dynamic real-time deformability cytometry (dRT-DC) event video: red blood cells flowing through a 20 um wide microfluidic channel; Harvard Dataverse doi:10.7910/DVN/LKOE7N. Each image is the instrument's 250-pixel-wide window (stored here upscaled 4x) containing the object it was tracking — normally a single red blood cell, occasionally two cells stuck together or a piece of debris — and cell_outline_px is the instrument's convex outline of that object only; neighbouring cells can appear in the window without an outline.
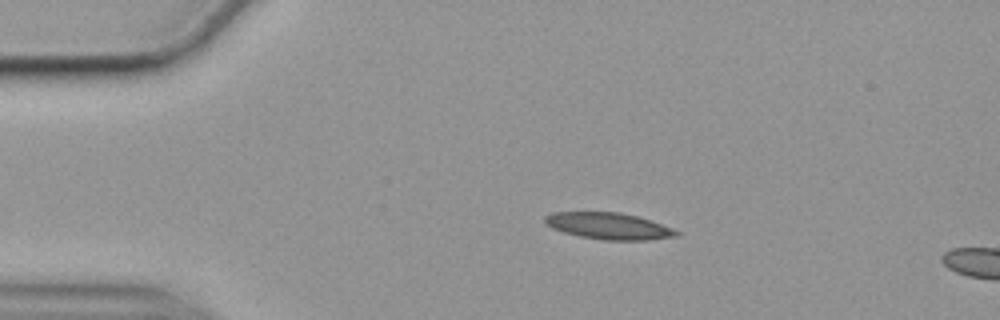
{"species": "common noctule bat (a hibernating species)", "species_latin": "Nyctalus noctula", "temperature_condition": "cold", "stored_images_in_passage": 4, "camera_frame_rate_fps": 3000, "um_per_image_px": 0.085, "animal": {"sex": "female", "body_mass_g": 19.9}, "frame": {"image": 1, "passage_image": 1, "time_ms": 0.0, "image_size_px": [1000, 320], "cell_outline_px": [[680, 236], [648, 240], [604, 240], [580, 236], [564, 232], [552, 228], [544, 224], [544, 216], [552, 212], [620, 212], [636, 216], [672, 228], [680, 232]], "centroid_in_image_um": [51.72, 19.21], "position_along_channel_um": 33.3, "area_um2": 20.35}}